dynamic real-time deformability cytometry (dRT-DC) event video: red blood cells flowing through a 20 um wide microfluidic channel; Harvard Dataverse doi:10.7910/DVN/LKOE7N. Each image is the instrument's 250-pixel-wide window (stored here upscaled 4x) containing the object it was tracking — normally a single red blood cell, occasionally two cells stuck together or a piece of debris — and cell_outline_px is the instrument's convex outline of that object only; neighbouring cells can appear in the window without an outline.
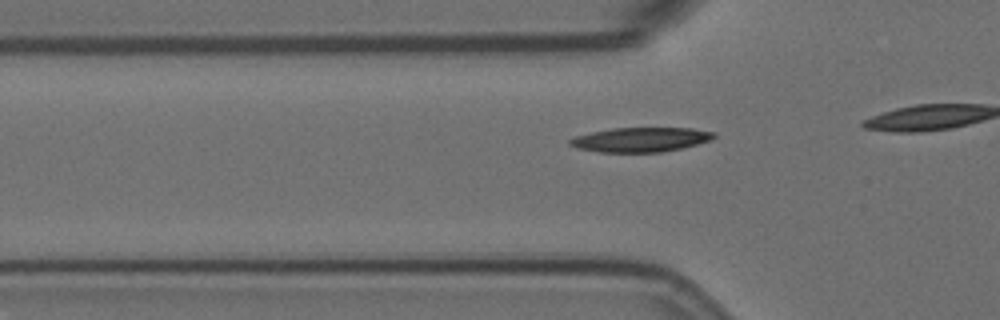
{"species": "Egyptian fruit bat (a non-hibernating species)", "species_latin": "Rousettus aegyptiacus", "temperature_condition": "room temperature", "stored_images_in_passage": 23, "camera_frame_rate_fps": 3000, "um_per_image_px": 0.085, "animal": {"sex": "female"}, "frame": {"image": 1, "passage_image": 14, "time_ms": 4.333, "image_size_px": [1000, 320], "cell_outline_px": [[716, 136], [712, 140], [680, 148], [660, 152], [600, 152], [580, 148], [568, 144], [568, 140], [576, 136], [592, 132], [612, 128], [692, 128], [716, 132]], "centroid_in_image_um": [54.49, 11.86], "position_along_channel_um": 71.3, "area_um2": 20.4}}
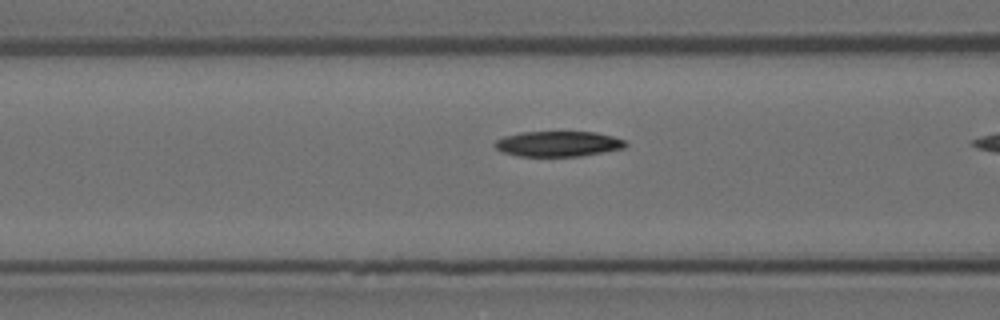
{"frame": {"image": 2, "passage_image": 18, "time_ms": 5.667, "image_size_px": [1000, 320], "cell_outline_px": [[628, 144], [624, 148], [580, 156], [516, 156], [504, 152], [496, 148], [492, 144], [496, 140], [504, 136], [520, 132], [596, 132], [612, 136], [624, 140]], "centroid_in_image_um": [47.42, 12.22], "position_along_channel_um": 119.2, "area_um2": 19.31}}
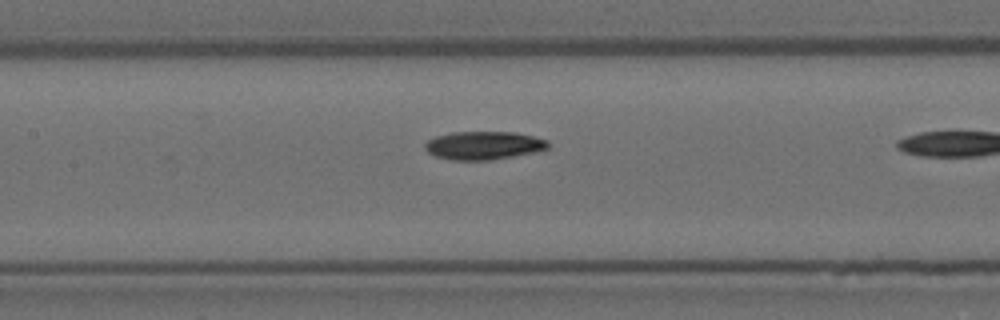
{"frame": {"image": 3, "passage_image": 22, "time_ms": 7.0, "image_size_px": [1000, 320], "cell_outline_px": [[548, 148], [536, 152], [488, 160], [452, 160], [436, 156], [428, 152], [424, 148], [424, 144], [428, 140], [436, 136], [452, 132], [516, 132], [548, 140]], "centroid_in_image_um": [41.1, 12.36], "position_along_channel_um": 166.3, "area_um2": 20.17}}